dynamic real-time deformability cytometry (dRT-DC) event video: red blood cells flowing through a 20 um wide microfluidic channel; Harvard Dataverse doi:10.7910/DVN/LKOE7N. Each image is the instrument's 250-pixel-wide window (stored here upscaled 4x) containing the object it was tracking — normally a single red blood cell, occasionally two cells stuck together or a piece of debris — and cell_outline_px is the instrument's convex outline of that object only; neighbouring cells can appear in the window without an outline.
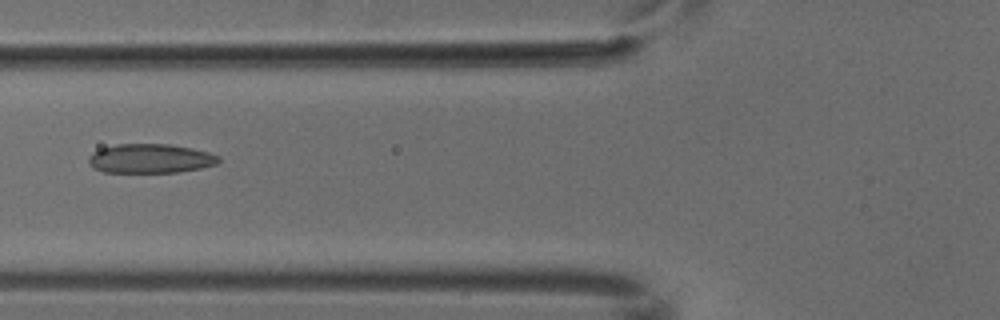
{"species": "common noctule bat (a hibernating species)", "species_latin": "Nyctalus noctula", "temperature_condition": "cold", "stored_images_in_passage": 4, "camera_frame_rate_fps": 3000, "um_per_image_px": 0.085, "animal": {"sex": "male", "body_mass_g": 18.8}, "frame": {"image": 1, "passage_image": 4, "time_ms": 1.0, "image_size_px": [1000, 320], "cell_outline_px": [[220, 160], [216, 164], [200, 168], [180, 172], [104, 172], [92, 168], [88, 160], [88, 156], [92, 152], [100, 148], [116, 144], [168, 144], [192, 148], [208, 152], [220, 156]], "centroid_in_image_um": [12.75, 13.47], "position_along_channel_um": 113.0, "area_um2": 22.25}}